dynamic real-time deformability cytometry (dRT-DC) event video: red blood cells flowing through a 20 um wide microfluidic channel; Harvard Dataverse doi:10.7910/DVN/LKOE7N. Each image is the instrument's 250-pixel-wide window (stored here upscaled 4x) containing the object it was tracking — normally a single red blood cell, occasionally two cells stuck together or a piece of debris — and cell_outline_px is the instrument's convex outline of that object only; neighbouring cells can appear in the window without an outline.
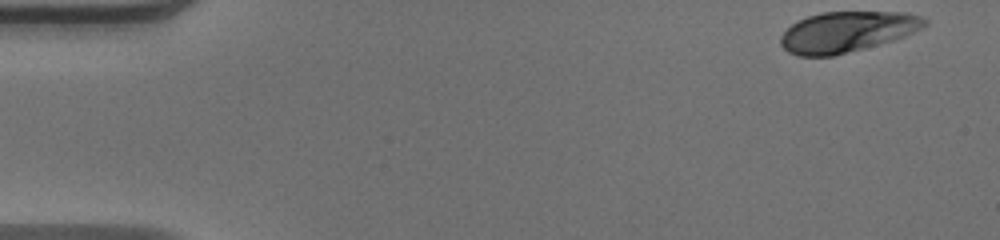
{"species": "human", "species_latin": "Homo sapiens", "temperature_condition": "warm", "stored_images_in_passage": 48, "camera_frame_rate_fps": 3000, "um_per_image_px": 0.085, "donor": {"sex": "male"}, "frame": {"image": 1, "passage_image": 1, "time_ms": 0.0, "image_size_px": [1000, 240], "cell_outline_px": [[928, 24], [904, 36], [892, 40], [832, 56], [796, 56], [788, 52], [780, 44], [780, 36], [792, 24], [808, 16], [820, 12], [908, 12], [920, 16], [928, 20]], "centroid_in_image_um": [71.97, 2.69], "position_along_channel_um": 13.0, "area_um2": 33.76}}
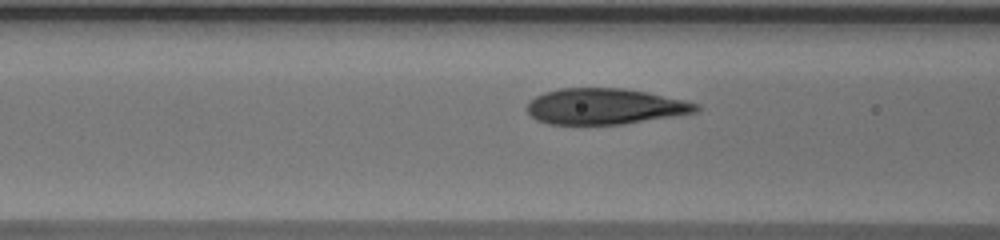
{"frame": {"image": 2, "passage_image": 18, "time_ms": 5.667, "image_size_px": [1000, 240], "cell_outline_px": [[700, 108], [696, 112], [624, 124], [548, 124], [536, 120], [528, 112], [528, 100], [544, 92], [560, 88], [624, 88], [648, 92], [684, 100], [700, 104]], "centroid_in_image_um": [51.41, 9.04], "position_along_channel_um": 115.2, "area_um2": 35.37}}
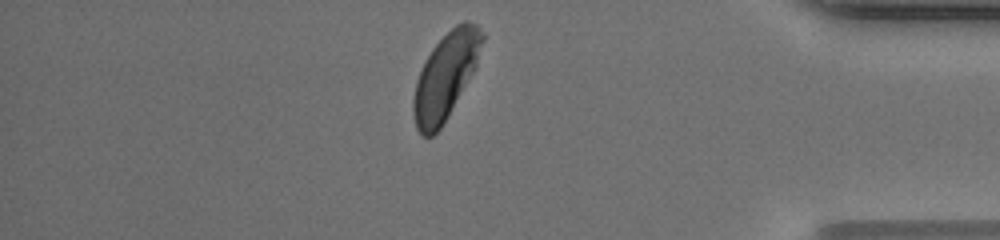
{"frame": {"image": 3, "passage_image": 41, "time_ms": 13.333, "image_size_px": [1000, 240], "cell_outline_px": [[484, 40], [476, 68], [440, 128], [432, 136], [420, 136], [416, 128], [412, 112], [412, 100], [416, 80], [432, 48], [456, 24], [464, 20], [468, 20], [476, 24], [484, 32]], "centroid_in_image_um": [37.88, 6.46], "position_along_channel_um": 397.3, "area_um2": 34.33}, "authors_computed_cell_mechanics": {"area_um2": 34.4199, "velocity_mm_per_s": 4.1009, "shape_relaxation_time_tau1_ms": 3.0651, "shape_relaxation_time_tau2_ms": null, "deformation_change_tau1": 0.164, "deformation_change_tau2": null}}